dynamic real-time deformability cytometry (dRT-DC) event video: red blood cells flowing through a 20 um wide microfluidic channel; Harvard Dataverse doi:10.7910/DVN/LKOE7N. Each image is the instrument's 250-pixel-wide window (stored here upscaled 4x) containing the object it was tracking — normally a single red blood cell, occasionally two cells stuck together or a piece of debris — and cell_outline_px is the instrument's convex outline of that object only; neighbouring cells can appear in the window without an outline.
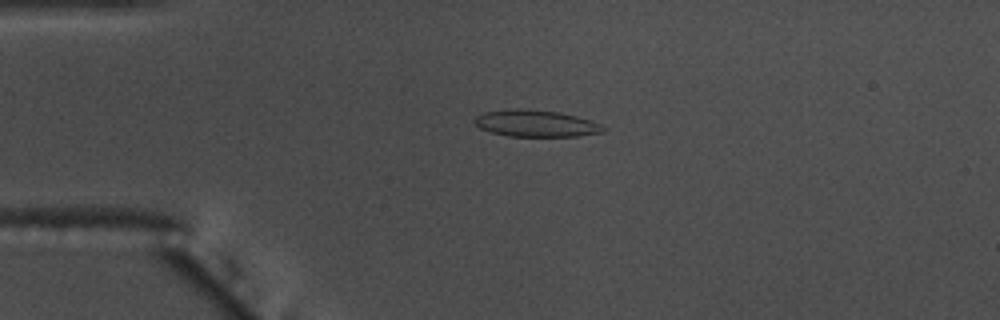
{"species": "common noctule bat (a hibernating species)", "species_latin": "Nyctalus noctula", "temperature_condition": "warm", "stored_images_in_passage": 57, "camera_frame_rate_fps": 3000, "um_per_image_px": 0.085, "animal": {"sex": "male", "body_mass_g": 17.5, "forearm_length_mm": 52.3}, "frame": {"image": 1, "passage_image": 14, "time_ms": 4.333, "image_size_px": [1000, 320], "cell_outline_px": [[608, 128], [604, 132], [576, 136], [508, 136], [492, 132], [480, 128], [472, 120], [476, 116], [484, 112], [508, 108], [520, 108], [560, 112], [576, 116], [600, 124]], "centroid_in_image_um": [45.53, 10.48], "position_along_channel_um": 39.5, "area_um2": 20.11}}
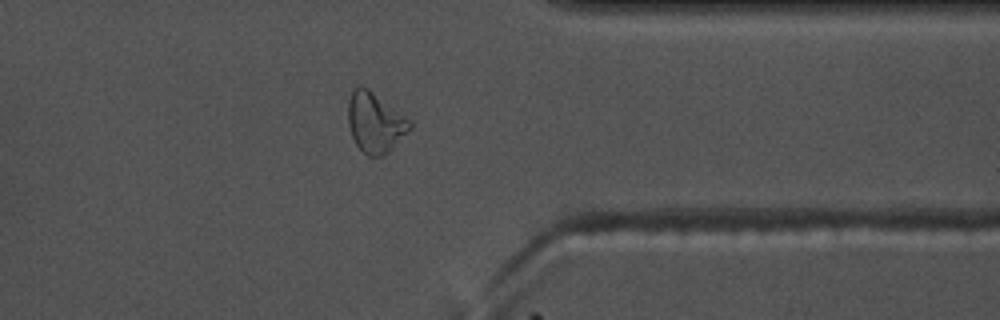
{"frame": {"image": 2, "passage_image": 45, "time_ms": 14.667, "image_size_px": [1000, 320], "cell_outline_px": [[412, 128], [388, 152], [380, 156], [368, 156], [356, 144], [352, 136], [348, 124], [348, 100], [352, 88], [360, 84], [368, 88], [412, 120]], "centroid_in_image_um": [31.88, 10.37], "position_along_channel_um": 379.5, "area_um2": 21.79}}
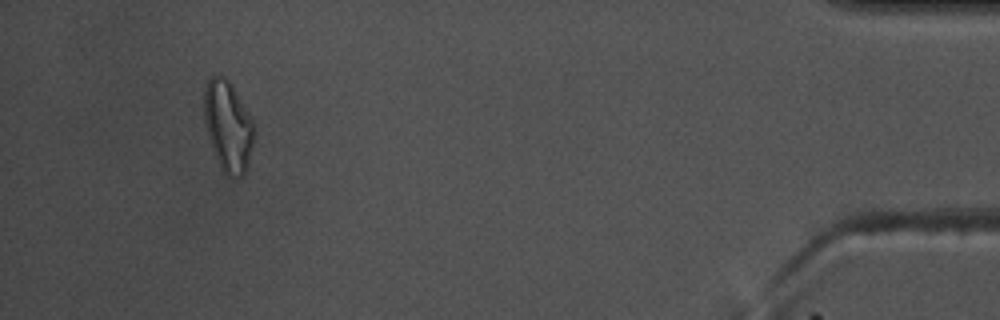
{"frame": {"image": 3, "passage_image": 53, "time_ms": 17.333, "image_size_px": [1000, 320], "cell_outline_px": [[252, 144], [248, 168], [244, 176], [228, 176], [220, 168], [216, 160], [208, 136], [204, 120], [204, 88], [212, 72], [224, 76], [232, 84], [252, 120]], "centroid_in_image_um": [19.34, 10.7], "position_along_channel_um": 415.9, "area_um2": 26.36}, "authors_computed_cell_mechanics": {"area_um2": 19.4786, "velocity_mm_per_s": 3.6569, "shape_relaxation_time_tau1_ms": null, "shape_relaxation_time_tau2_ms": 2.9849, "deformation_change_tau1": null, "deformation_change_tau2": 0.1131}}